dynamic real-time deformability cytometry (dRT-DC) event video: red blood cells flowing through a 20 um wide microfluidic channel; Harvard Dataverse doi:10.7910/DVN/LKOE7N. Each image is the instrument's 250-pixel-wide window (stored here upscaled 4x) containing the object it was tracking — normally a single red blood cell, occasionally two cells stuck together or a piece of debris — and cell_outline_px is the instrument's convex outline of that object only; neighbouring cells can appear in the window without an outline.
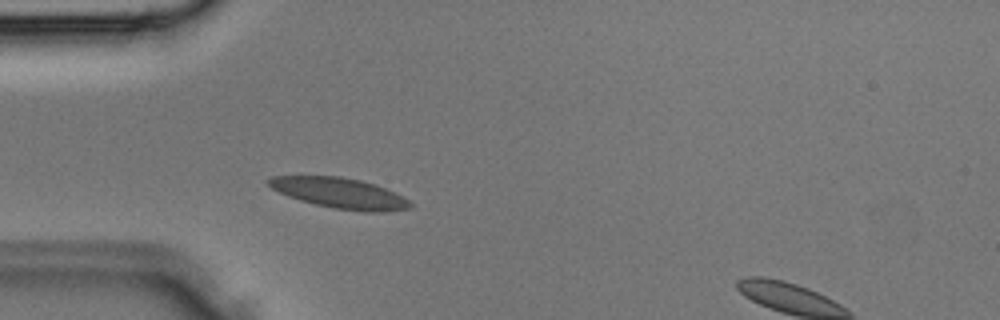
{"species": "Egyptian fruit bat (a non-hibernating species)", "species_latin": "Rousettus aegyptiacus", "temperature_condition": "room temperature", "stored_images_in_passage": 29, "camera_frame_rate_fps": 3000, "um_per_image_px": 0.085, "animal": {"sex": "male"}, "frame": {"image": 1, "passage_image": 3, "time_ms": 0.667, "image_size_px": [1000, 320], "cell_outline_px": [[412, 208], [388, 212], [364, 212], [332, 208], [300, 200], [288, 196], [272, 188], [264, 180], [272, 176], [340, 176], [360, 180], [376, 184], [396, 192], [404, 196], [412, 204]], "centroid_in_image_um": [28.93, 16.42], "position_along_channel_um": 56.1, "area_um2": 25.43}}
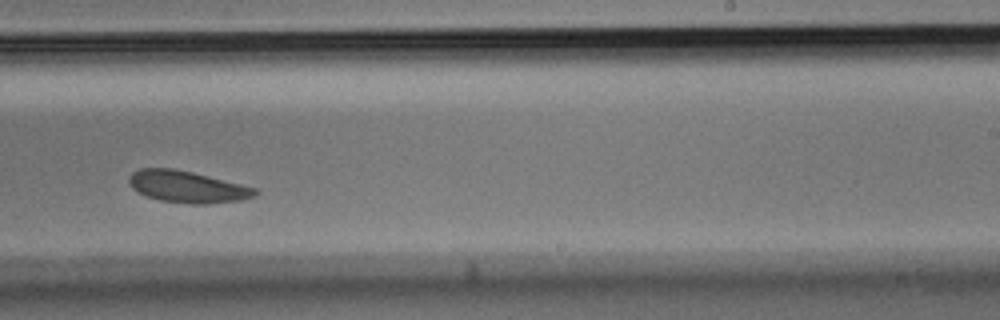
{"frame": {"image": 2, "passage_image": 15, "time_ms": 4.667, "image_size_px": [1000, 320], "cell_outline_px": [[260, 192], [256, 196], [240, 200], [208, 204], [192, 204], [160, 200], [148, 196], [132, 188], [128, 180], [132, 172], [140, 168], [172, 168], [192, 172], [256, 188]], "centroid_in_image_um": [15.94, 15.88], "position_along_channel_um": 273.1, "area_um2": 23.12}}
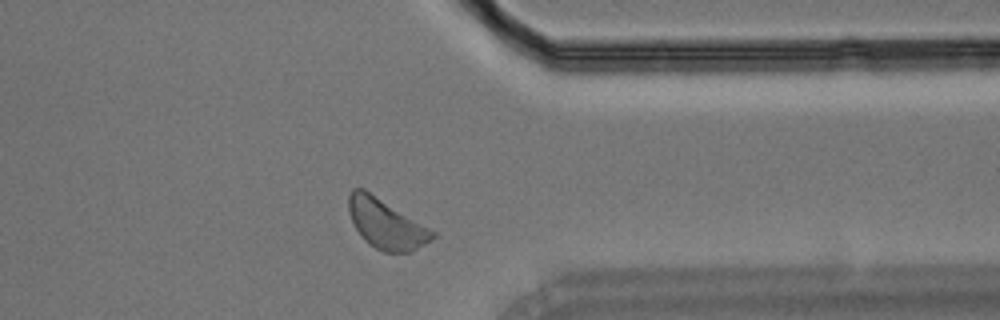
{"frame": {"image": 3, "passage_image": 21, "time_ms": 6.667, "image_size_px": [1000, 320], "cell_outline_px": [[436, 236], [432, 240], [412, 252], [384, 252], [368, 244], [360, 236], [348, 212], [348, 196], [352, 188], [364, 188], [436, 232]], "centroid_in_image_um": [32.8, 19.03], "position_along_channel_um": 378.6, "area_um2": 24.28}}